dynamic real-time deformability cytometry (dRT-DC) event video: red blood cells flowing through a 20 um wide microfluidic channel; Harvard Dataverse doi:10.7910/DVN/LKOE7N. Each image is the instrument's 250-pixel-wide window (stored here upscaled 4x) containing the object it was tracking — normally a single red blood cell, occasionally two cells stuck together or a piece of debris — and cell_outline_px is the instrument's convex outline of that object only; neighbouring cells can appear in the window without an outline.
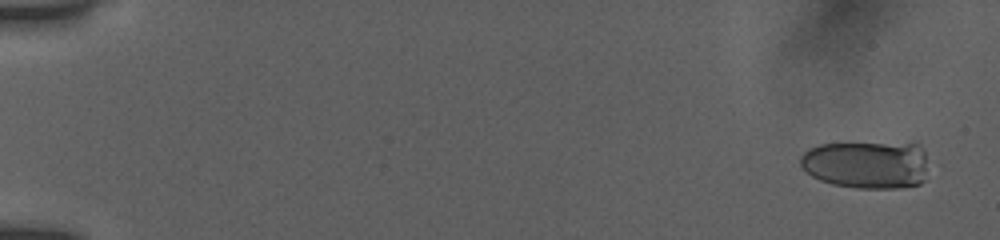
{"species": "human", "species_latin": "Homo sapiens", "temperature_condition": "room temperature", "stored_images_in_passage": 22, "camera_frame_rate_fps": 3000, "um_per_image_px": 0.085, "donor": {"sex": "female"}, "frame": {"image": 1, "passage_image": 3, "time_ms": 0.667, "image_size_px": [1000, 240], "cell_outline_px": [[924, 180], [920, 184], [896, 188], [856, 188], [832, 184], [820, 180], [812, 176], [800, 164], [800, 156], [808, 148], [820, 144], [916, 140], [924, 148]], "centroid_in_image_um": [73.69, 13.93], "position_along_channel_um": 11.3, "area_um2": 36.65}}
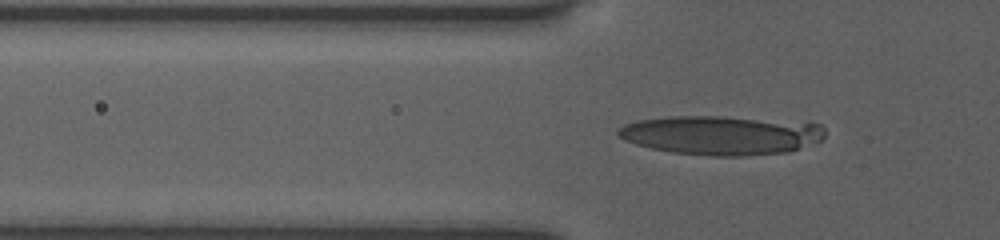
{"frame": {"image": 2, "passage_image": 20, "time_ms": 6.333, "image_size_px": [1000, 240], "cell_outline_px": [[824, 136], [820, 140], [788, 152], [748, 156], [712, 156], [672, 152], [652, 148], [636, 144], [624, 140], [616, 132], [616, 128], [624, 124], [636, 120], [668, 116], [720, 116], [820, 124], [824, 128]], "centroid_in_image_um": [61.23, 11.49], "position_along_channel_um": 64.6, "area_um2": 46.99}}